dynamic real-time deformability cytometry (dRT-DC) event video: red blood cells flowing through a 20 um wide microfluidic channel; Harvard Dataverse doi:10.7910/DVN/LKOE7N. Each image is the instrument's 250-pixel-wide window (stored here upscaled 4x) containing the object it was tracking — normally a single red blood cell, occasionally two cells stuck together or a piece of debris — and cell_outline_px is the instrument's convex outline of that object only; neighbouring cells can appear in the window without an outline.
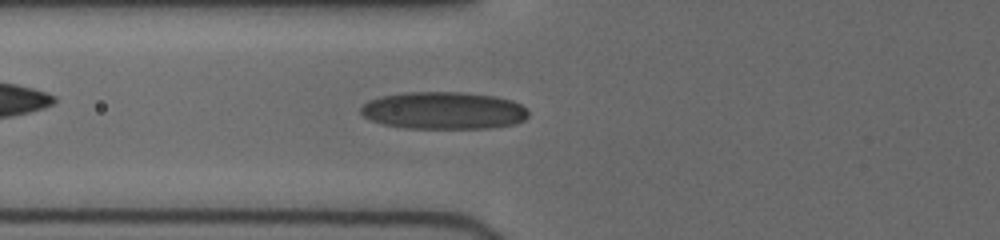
{"species": "human", "species_latin": "Homo sapiens", "temperature_condition": "cold", "stored_images_in_passage": 33, "camera_frame_rate_fps": 3000, "um_per_image_px": 0.085, "donor": {"sex": "female"}, "frame": {"image": 1, "passage_image": 13, "time_ms": 7.333, "image_size_px": [1000, 240], "cell_outline_px": [[528, 116], [524, 120], [516, 124], [492, 128], [404, 128], [384, 124], [372, 120], [364, 116], [360, 112], [360, 108], [368, 100], [380, 96], [404, 92], [460, 92], [496, 96], [512, 100], [520, 104], [528, 112]], "centroid_in_image_um": [37.71, 9.39], "position_along_channel_um": 88.1, "area_um2": 36.65}}
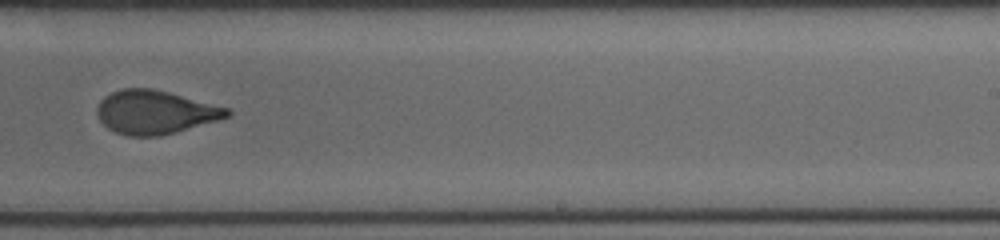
{"frame": {"image": 2, "passage_image": 22, "time_ms": 12.0, "image_size_px": [1000, 240], "cell_outline_px": [[232, 112], [228, 116], [220, 120], [176, 132], [160, 136], [128, 136], [116, 132], [108, 128], [100, 120], [96, 112], [96, 108], [100, 100], [104, 96], [112, 92], [124, 88], [152, 88], [168, 92], [228, 108]], "centroid_in_image_um": [13.17, 9.54], "position_along_channel_um": 275.8, "area_um2": 32.95}}
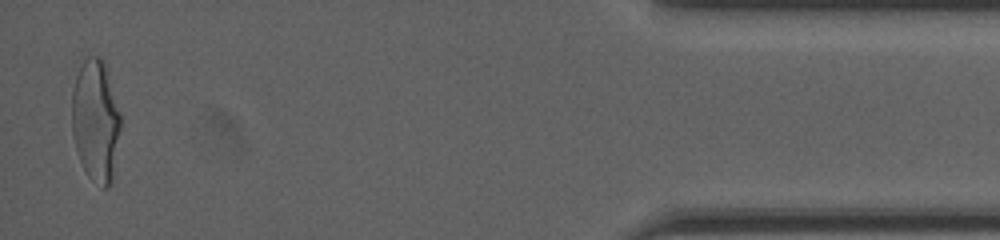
{"frame": {"image": 3, "passage_image": 33, "time_ms": 17.333, "image_size_px": [1000, 240], "cell_outline_px": [[120, 128], [112, 180], [108, 188], [104, 188], [88, 176], [76, 152], [72, 136], [72, 92], [76, 76], [84, 60], [88, 56], [100, 56], [104, 60], [120, 112]], "centroid_in_image_um": [8.12, 10.24], "position_along_channel_um": 427.1, "area_um2": 34.56}, "authors_computed_cell_mechanics": {"area_um2": 33.235, "velocity_mm_per_s": 4.0051, "shape_relaxation_time_tau1_ms": 4.8523, "shape_relaxation_time_tau2_ms": 1.0181, "deformation_change_tau1": 0.1874, "deformation_change_tau2": 0.0743}}